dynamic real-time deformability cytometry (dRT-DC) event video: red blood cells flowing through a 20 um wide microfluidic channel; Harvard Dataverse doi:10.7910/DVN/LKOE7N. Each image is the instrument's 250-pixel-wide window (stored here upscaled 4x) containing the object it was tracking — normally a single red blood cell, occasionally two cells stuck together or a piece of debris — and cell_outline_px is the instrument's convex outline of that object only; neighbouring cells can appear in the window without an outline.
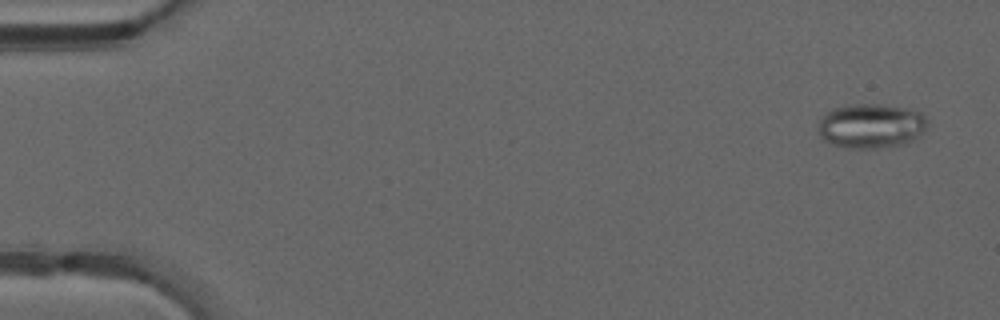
{"species": "common noctule bat (a hibernating species)", "species_latin": "Nyctalus noctula", "temperature_condition": "warm", "stored_images_in_passage": 19, "camera_frame_rate_fps": 3000, "um_per_image_px": 0.085, "animal": {"sex": "male", "forearm_length_mm": 52.5}, "frame": {"image": 1, "passage_image": 3, "time_ms": 0.667, "image_size_px": [1000, 320], "cell_outline_px": [[928, 124], [920, 136], [904, 144], [876, 148], [852, 148], [836, 144], [824, 140], [820, 136], [816, 128], [816, 124], [820, 116], [824, 112], [832, 108], [852, 104], [880, 104], [912, 108], [920, 112], [928, 120]], "centroid_in_image_um": [74.02, 10.67], "position_along_channel_um": 11.0, "area_um2": 28.84}}